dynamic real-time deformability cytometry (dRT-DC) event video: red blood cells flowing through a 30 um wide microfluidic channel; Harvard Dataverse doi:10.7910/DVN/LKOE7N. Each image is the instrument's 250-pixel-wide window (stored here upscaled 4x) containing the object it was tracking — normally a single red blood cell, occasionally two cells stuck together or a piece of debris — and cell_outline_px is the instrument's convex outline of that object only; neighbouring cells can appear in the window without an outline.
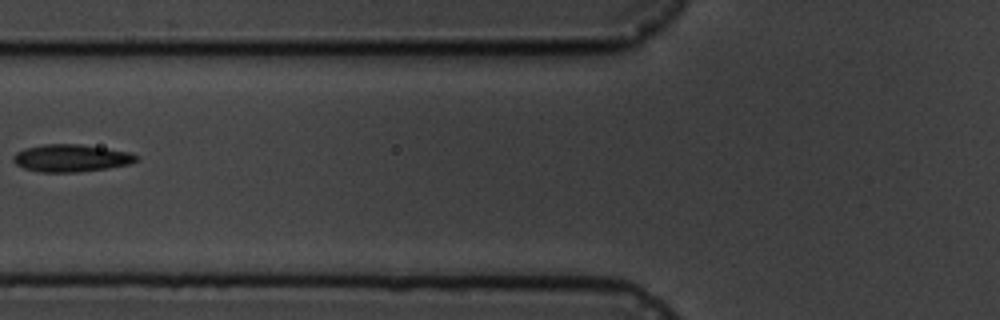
{"species": "common noctule bat (a hibernating species)", "species_latin": "Nyctalus noctula", "temperature_condition": "cold", "stored_images_in_passage": 6, "camera_frame_rate_fps": 3000, "um_per_image_px": 0.085, "animal": {"sex": "male", "body_mass_g": 19.5, "forearm_length_mm": 54.6}, "frame": {"image": 1, "passage_image": 6, "time_ms": 6.333, "image_size_px": [1000, 320], "cell_outline_px": [[136, 160], [128, 164], [108, 168], [76, 172], [40, 172], [24, 168], [16, 164], [12, 160], [12, 156], [16, 152], [24, 148], [44, 144], [80, 144], [128, 152], [136, 156]], "centroid_in_image_um": [5.96, 13.44], "position_along_channel_um": 119.8, "area_um2": 19.42}}